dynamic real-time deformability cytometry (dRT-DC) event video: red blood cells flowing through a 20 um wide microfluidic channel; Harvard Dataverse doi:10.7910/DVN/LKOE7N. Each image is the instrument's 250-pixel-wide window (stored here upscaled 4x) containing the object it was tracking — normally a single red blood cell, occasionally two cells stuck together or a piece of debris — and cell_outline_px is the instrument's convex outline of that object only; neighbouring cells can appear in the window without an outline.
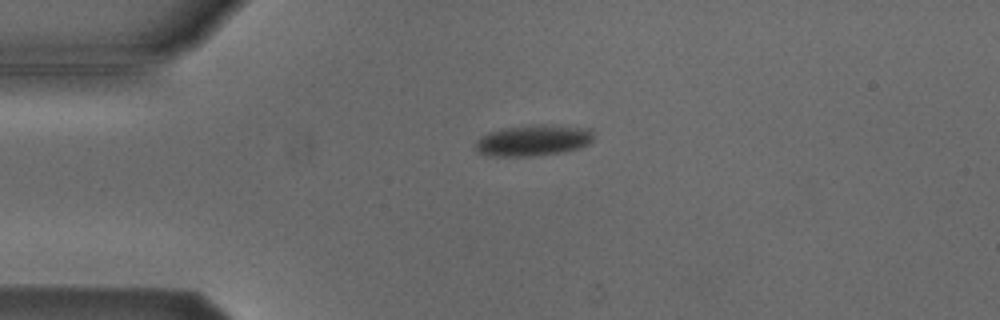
{"species": "Egyptian fruit bat (a non-hibernating species)", "species_latin": "Rousettus aegyptiacus", "temperature_condition": "cold", "stored_images_in_passage": 36, "camera_frame_rate_fps": 3000, "um_per_image_px": 0.085, "animal": {"sex": "male"}, "frame": {"image": 1, "passage_image": 2, "time_ms": 0.333, "image_size_px": [1000, 320], "cell_outline_px": [[592, 140], [588, 144], [580, 148], [564, 152], [532, 156], [496, 156], [476, 152], [476, 140], [480, 136], [488, 132], [500, 128], [536, 124], [552, 124], [592, 128]], "centroid_in_image_um": [45.33, 11.91], "position_along_channel_um": 39.7, "area_um2": 21.79}}
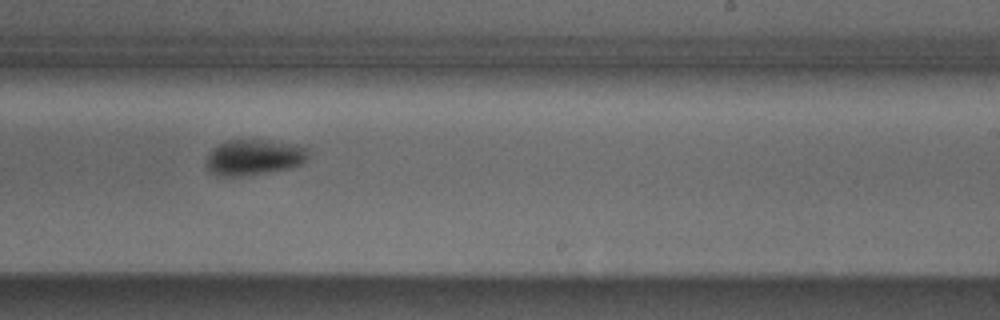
{"frame": {"image": 2, "passage_image": 22, "time_ms": 7.0, "image_size_px": [1000, 320], "cell_outline_px": [[308, 160], [304, 164], [292, 168], [268, 172], [240, 176], [216, 176], [204, 164], [212, 148], [228, 140], [272, 140], [296, 144], [308, 148]], "centroid_in_image_um": [21.63, 13.37], "position_along_channel_um": 267.4, "area_um2": 21.56}}
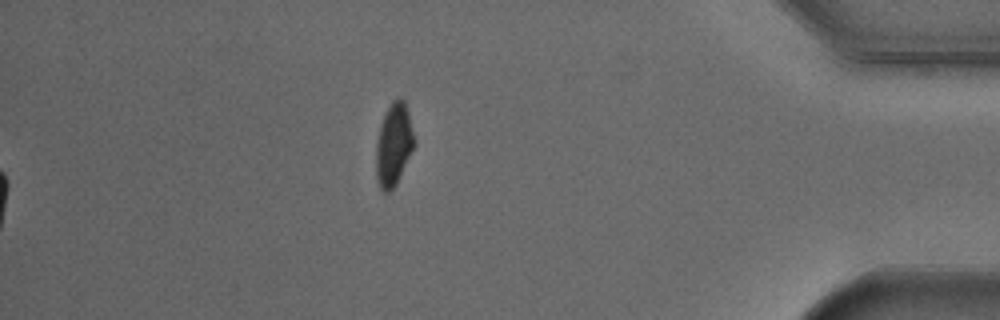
{"frame": {"image": 3, "passage_image": 36, "time_ms": 11.667, "image_size_px": [1000, 320], "cell_outline_px": [[416, 144], [396, 184], [388, 192], [384, 192], [380, 188], [376, 176], [376, 144], [380, 124], [384, 112], [392, 100], [396, 96], [400, 96], [404, 100], [408, 112], [416, 140]], "centroid_in_image_um": [33.47, 12.23], "position_along_channel_um": 401.7, "area_um2": 18.67}, "authors_computed_cell_mechanics": {"area_um2": 21.7039, "velocity_mm_per_s": 3.8321, "shape_relaxation_time_tau1_ms": 1.4714, "shape_relaxation_time_tau2_ms": null, "deformation_change_tau1": 0.0901, "deformation_change_tau2": null}}